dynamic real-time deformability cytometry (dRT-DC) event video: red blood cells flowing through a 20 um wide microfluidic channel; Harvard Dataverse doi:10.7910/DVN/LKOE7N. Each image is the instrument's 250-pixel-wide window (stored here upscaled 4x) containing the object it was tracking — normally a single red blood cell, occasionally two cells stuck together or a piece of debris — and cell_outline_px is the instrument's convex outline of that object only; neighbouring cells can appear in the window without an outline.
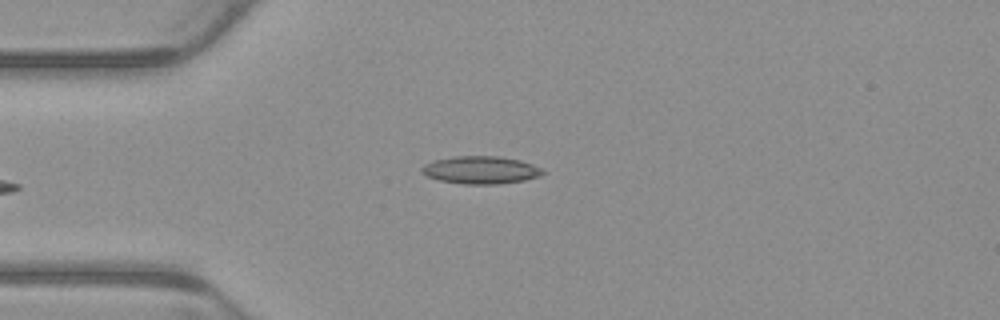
{"species": "common noctule bat (a hibernating species)", "species_latin": "Nyctalus noctula", "temperature_condition": "warm", "stored_images_in_passage": 5, "camera_frame_rate_fps": 3000, "um_per_image_px": 0.085, "animal": {"sex": "male", "body_mass_g": 23.1, "forearm_length_mm": 52.7}, "frame": {"image": 1, "passage_image": 5, "time_ms": 1.333, "image_size_px": [1000, 320], "cell_outline_px": [[548, 172], [540, 176], [524, 180], [500, 184], [464, 184], [440, 180], [428, 176], [420, 172], [420, 168], [424, 164], [432, 160], [452, 156], [500, 156], [520, 160], [532, 164]], "centroid_in_image_um": [40.86, 14.44], "position_along_channel_um": 44.1, "area_um2": 19.71}}